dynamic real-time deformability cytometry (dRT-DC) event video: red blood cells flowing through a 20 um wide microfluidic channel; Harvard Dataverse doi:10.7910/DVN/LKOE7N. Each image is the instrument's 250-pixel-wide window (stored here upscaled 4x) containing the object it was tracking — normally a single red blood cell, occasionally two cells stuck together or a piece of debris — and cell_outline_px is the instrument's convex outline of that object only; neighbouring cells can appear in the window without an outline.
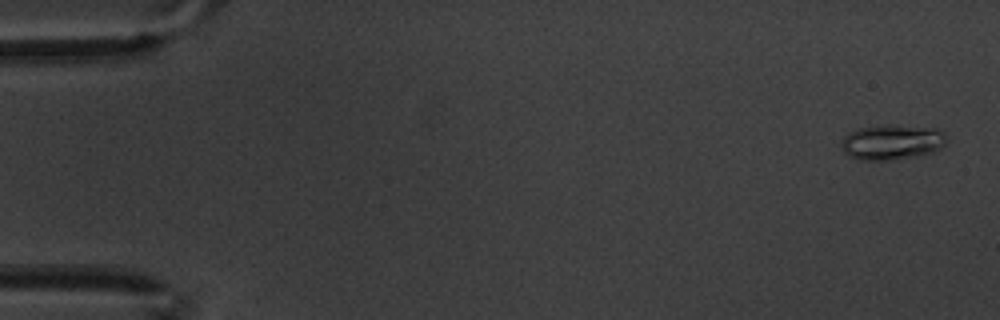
{"species": "common noctule bat (a hibernating species)", "species_latin": "Nyctalus noctula", "temperature_condition": "warm", "stored_images_in_passage": 21, "camera_frame_rate_fps": 3000, "um_per_image_px": 0.085, "animal": {"sex": "male", "body_mass_g": 20.1, "forearm_length_mm": 53.5}, "frame": {"image": 1, "passage_image": 2, "time_ms": 0.333, "image_size_px": [1000, 320], "cell_outline_px": [[948, 140], [940, 148], [932, 152], [916, 156], [888, 160], [860, 160], [848, 156], [840, 148], [840, 144], [844, 136], [848, 132], [860, 128], [888, 124], [940, 128], [948, 136]], "centroid_in_image_um": [75.83, 12.07], "position_along_channel_um": 9.2, "area_um2": 21.96}}
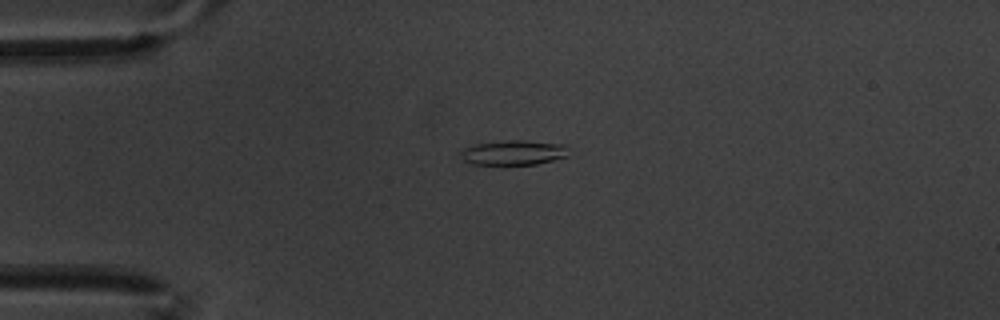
{"frame": {"image": 2, "passage_image": 15, "time_ms": 4.667, "image_size_px": [1000, 320], "cell_outline_px": [[568, 156], [536, 164], [472, 164], [464, 160], [460, 152], [464, 148], [476, 144], [508, 140], [524, 140], [568, 144]], "centroid_in_image_um": [43.71, 12.96], "position_along_channel_um": 41.3, "area_um2": 15.55}}